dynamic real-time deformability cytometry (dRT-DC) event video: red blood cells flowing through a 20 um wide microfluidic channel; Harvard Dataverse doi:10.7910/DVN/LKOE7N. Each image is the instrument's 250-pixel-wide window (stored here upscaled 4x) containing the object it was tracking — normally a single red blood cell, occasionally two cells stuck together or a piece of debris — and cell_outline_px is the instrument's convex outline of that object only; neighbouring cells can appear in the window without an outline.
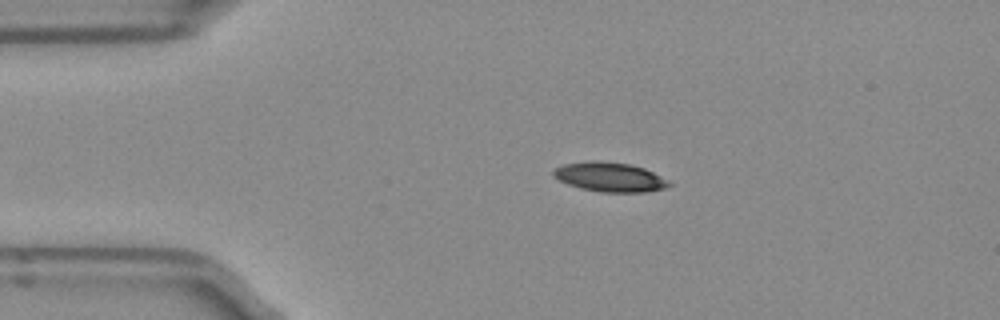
{"species": "Egyptian fruit bat (a non-hibernating species)", "species_latin": "Rousettus aegyptiacus", "temperature_condition": "room temperature", "stored_images_in_passage": 42, "camera_frame_rate_fps": 3000, "um_per_image_px": 0.085, "frame": {"image": 1, "passage_image": 1, "time_ms": 0.0, "image_size_px": [1000, 320], "cell_outline_px": [[672, 184], [668, 188], [644, 192], [600, 192], [580, 188], [568, 184], [552, 176], [552, 172], [556, 168], [564, 164], [592, 160], [596, 160], [628, 164], [644, 168], [668, 180]], "centroid_in_image_um": [51.84, 15.05], "position_along_channel_um": 33.2, "area_um2": 19.77}}
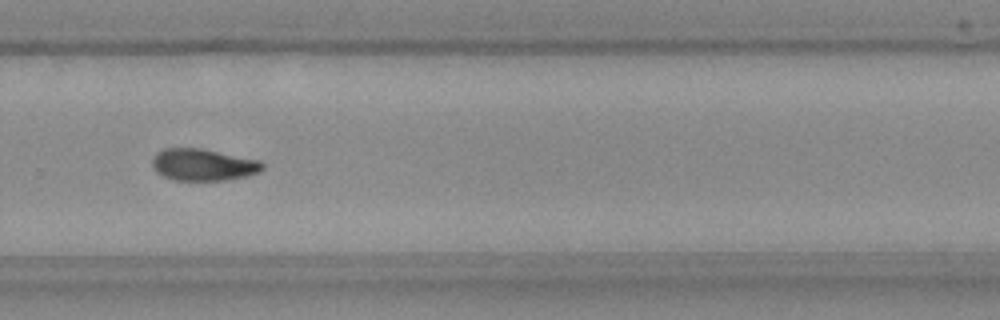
{"frame": {"image": 2, "passage_image": 25, "time_ms": 8.0, "image_size_px": [1000, 320], "cell_outline_px": [[264, 168], [256, 172], [244, 176], [224, 180], [172, 180], [156, 172], [152, 164], [152, 156], [156, 152], [164, 148], [200, 148], [260, 160], [264, 164]], "centroid_in_image_um": [17.22, 13.99], "position_along_channel_um": 312.6, "area_um2": 20.4}}
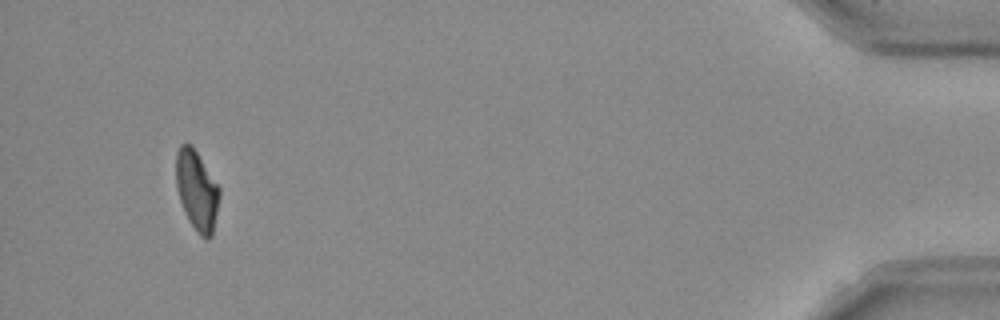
{"frame": {"image": 3, "passage_image": 39, "time_ms": 12.667, "image_size_px": [1000, 320], "cell_outline_px": [[220, 196], [212, 236], [208, 240], [204, 240], [200, 236], [188, 220], [180, 200], [176, 188], [176, 152], [180, 144], [192, 144], [220, 188]], "centroid_in_image_um": [16.73, 16.19], "position_along_channel_um": 418.5, "area_um2": 20.35}, "authors_computed_cell_mechanics": {"area_um2": 20.519, "velocity_mm_per_s": 3.9712, "shape_relaxation_time_tau1_ms": 4.0442, "shape_relaxation_time_tau2_ms": null, "deformation_change_tau1": 0.1537, "deformation_change_tau2": null}}